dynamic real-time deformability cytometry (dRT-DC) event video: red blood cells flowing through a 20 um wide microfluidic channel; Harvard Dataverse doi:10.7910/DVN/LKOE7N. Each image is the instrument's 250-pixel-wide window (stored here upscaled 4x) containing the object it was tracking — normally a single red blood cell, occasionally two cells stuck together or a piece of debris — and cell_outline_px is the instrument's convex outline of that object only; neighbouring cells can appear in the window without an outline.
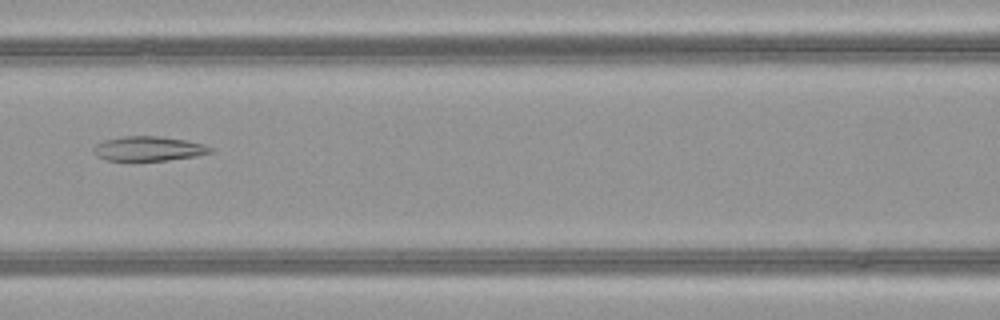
{"species": "common noctule bat (a hibernating species)", "species_latin": "Nyctalus noctula", "temperature_condition": "warm", "stored_images_in_passage": 48, "camera_frame_rate_fps": 3000, "um_per_image_px": 0.085, "animal": {"sex": "female", "body_mass_g": 21.9}, "frame": {"image": 1, "passage_image": 20, "time_ms": 6.333, "image_size_px": [1000, 320], "cell_outline_px": [[216, 152], [196, 156], [168, 160], [104, 160], [96, 156], [92, 152], [92, 148], [96, 144], [104, 140], [124, 136], [160, 136], [184, 140], [204, 144], [212, 148]], "centroid_in_image_um": [12.62, 12.63], "position_along_channel_um": 154.0, "area_um2": 16.82}}
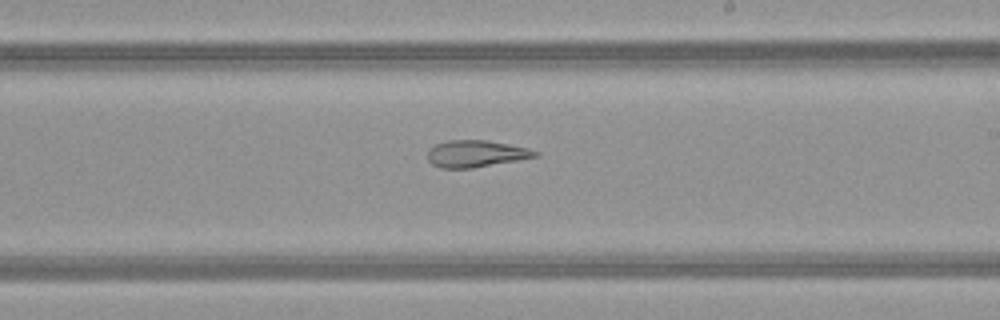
{"frame": {"image": 2, "passage_image": 27, "time_ms": 8.667, "image_size_px": [1000, 320], "cell_outline_px": [[540, 156], [472, 168], [440, 168], [432, 164], [428, 160], [428, 148], [436, 144], [448, 140], [488, 140], [528, 148], [540, 152]], "centroid_in_image_um": [40.45, 13.06], "position_along_channel_um": 248.5, "area_um2": 16.88}}
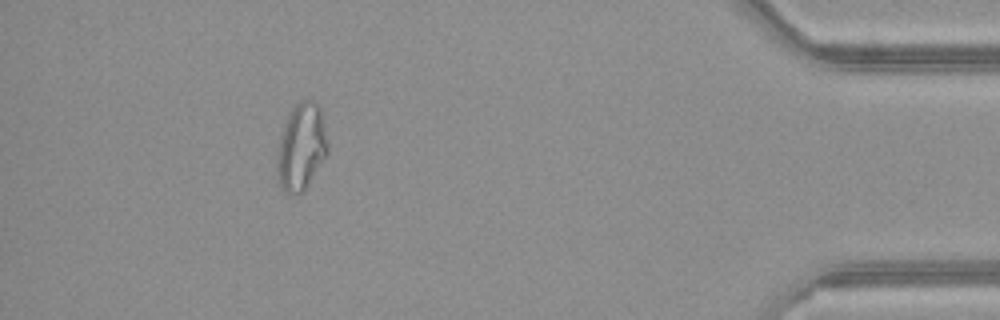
{"frame": {"image": 3, "passage_image": 43, "time_ms": 14.0, "image_size_px": [1000, 320], "cell_outline_px": [[328, 152], [308, 184], [300, 192], [292, 196], [288, 196], [284, 192], [276, 176], [276, 152], [280, 136], [288, 112], [300, 100], [312, 100], [320, 108], [328, 144]], "centroid_in_image_um": [25.56, 12.5], "position_along_channel_um": 409.6, "area_um2": 25.78}, "authors_computed_cell_mechanics": {"area_um2": 22.3397, "velocity_mm_per_s": 4.0548, "shape_relaxation_time_tau1_ms": null, "shape_relaxation_time_tau2_ms": 3.0637, "deformation_change_tau1": null, "deformation_change_tau2": 0.1121}}